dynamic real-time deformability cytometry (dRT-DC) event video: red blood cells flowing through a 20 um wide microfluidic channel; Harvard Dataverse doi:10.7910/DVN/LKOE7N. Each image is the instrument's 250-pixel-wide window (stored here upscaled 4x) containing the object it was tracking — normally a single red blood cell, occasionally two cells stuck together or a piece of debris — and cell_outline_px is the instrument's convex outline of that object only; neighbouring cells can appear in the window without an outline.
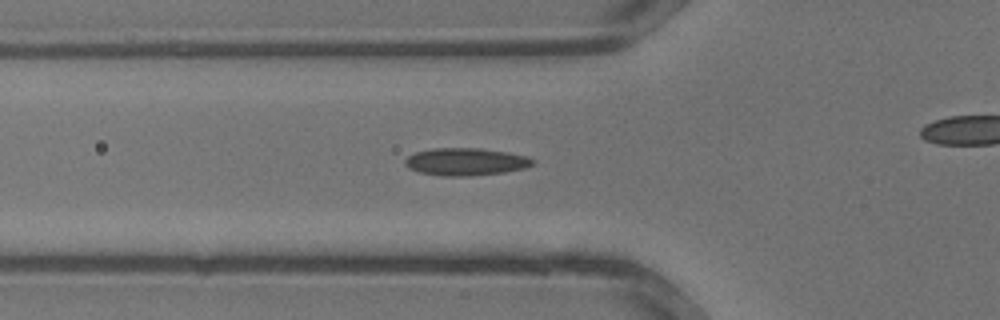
{"species": "common noctule bat (a hibernating species)", "species_latin": "Nyctalus noctula", "temperature_condition": "warm", "stored_images_in_passage": 29, "camera_frame_rate_fps": 3000, "um_per_image_px": 0.085, "animal": {"sex": "male", "body_mass_g": 13.3}, "frame": {"image": 1, "passage_image": 12, "time_ms": 3.667, "image_size_px": [1000, 320], "cell_outline_px": [[536, 164], [524, 168], [504, 172], [468, 176], [440, 176], [416, 172], [408, 168], [404, 164], [404, 160], [408, 156], [416, 152], [432, 148], [480, 148], [508, 152], [528, 156], [536, 160]], "centroid_in_image_um": [39.59, 13.75], "position_along_channel_um": 86.2, "area_um2": 20.75}}
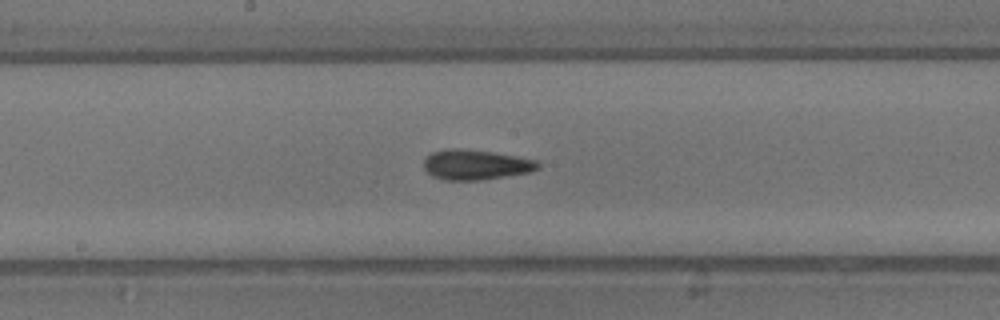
{"frame": {"image": 2, "passage_image": 18, "time_ms": 5.667, "image_size_px": [1000, 320], "cell_outline_px": [[540, 168], [532, 172], [480, 180], [444, 180], [432, 176], [424, 168], [424, 160], [432, 152], [452, 148], [492, 152], [516, 156], [536, 160], [540, 164]], "centroid_in_image_um": [40.46, 14.01], "position_along_channel_um": 207.7, "area_um2": 19.88}}
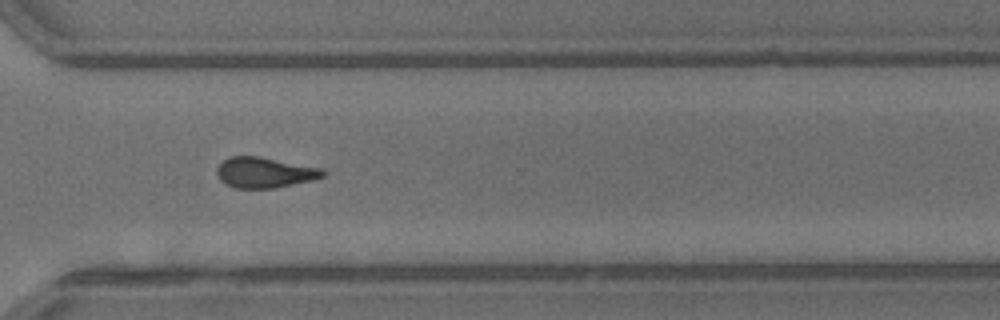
{"frame": {"image": 3, "passage_image": 25, "time_ms": 8.0, "image_size_px": [1000, 320], "cell_outline_px": [[324, 176], [312, 180], [276, 188], [236, 188], [220, 180], [216, 176], [216, 168], [224, 160], [232, 156], [260, 156], [320, 168], [324, 172]], "centroid_in_image_um": [22.46, 14.66], "position_along_channel_um": 348.1, "area_um2": 18.73}}